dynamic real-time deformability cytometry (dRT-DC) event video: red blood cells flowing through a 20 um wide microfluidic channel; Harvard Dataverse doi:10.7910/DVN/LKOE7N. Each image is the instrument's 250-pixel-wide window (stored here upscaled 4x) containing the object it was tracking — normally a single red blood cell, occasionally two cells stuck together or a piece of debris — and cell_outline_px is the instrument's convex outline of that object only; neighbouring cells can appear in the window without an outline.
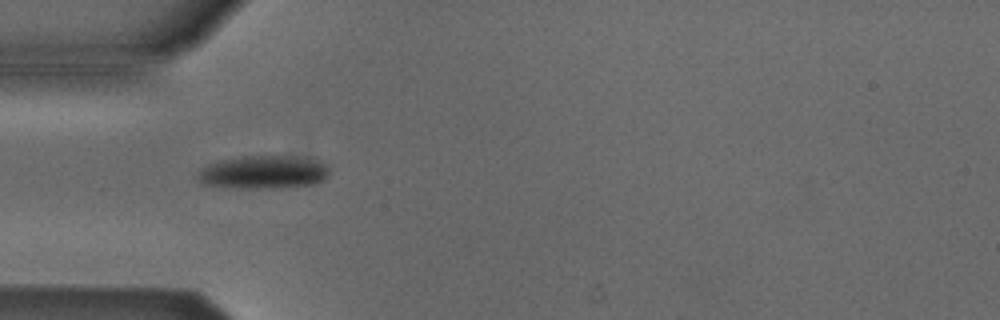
{"species": "Egyptian fruit bat (a non-hibernating species)", "species_latin": "Rousettus aegyptiacus", "temperature_condition": "cold", "stored_images_in_passage": 3, "camera_frame_rate_fps": 3000, "um_per_image_px": 0.085, "animal": {"sex": "male"}, "frame": {"image": 1, "passage_image": 1, "time_ms": 0.0, "image_size_px": [1000, 320], "cell_outline_px": [[328, 176], [324, 180], [312, 184], [280, 188], [240, 188], [204, 184], [196, 176], [200, 168], [208, 164], [220, 160], [240, 156], [284, 156], [316, 160], [328, 164]], "centroid_in_image_um": [22.38, 14.64], "position_along_channel_um": 62.6, "area_um2": 25.43}}
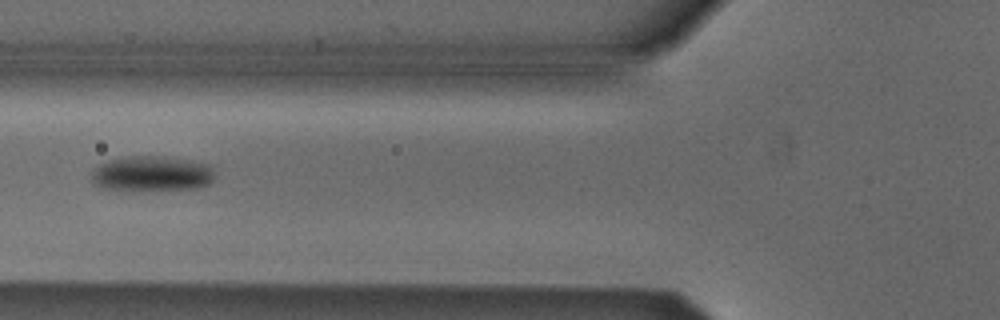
{"frame": {"image": 2, "passage_image": 2, "time_ms": 1.333, "image_size_px": [1000, 320], "cell_outline_px": [[212, 180], [208, 184], [196, 188], [104, 188], [96, 184], [92, 180], [92, 172], [100, 164], [108, 160], [132, 156], [164, 156], [192, 160], [212, 164]], "centroid_in_image_um": [12.95, 14.71], "position_along_channel_um": 112.8, "area_um2": 24.45}}
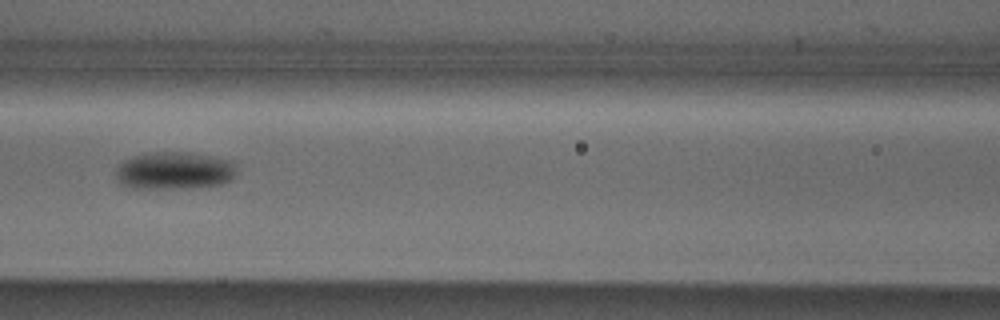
{"frame": {"image": 3, "passage_image": 3, "time_ms": 2.333, "image_size_px": [1000, 320], "cell_outline_px": [[236, 172], [232, 180], [220, 184], [192, 188], [136, 188], [120, 184], [116, 180], [116, 164], [132, 156], [144, 152], [192, 152], [232, 160], [236, 164]], "centroid_in_image_um": [14.81, 14.49], "position_along_channel_um": 151.8, "area_um2": 26.99}}